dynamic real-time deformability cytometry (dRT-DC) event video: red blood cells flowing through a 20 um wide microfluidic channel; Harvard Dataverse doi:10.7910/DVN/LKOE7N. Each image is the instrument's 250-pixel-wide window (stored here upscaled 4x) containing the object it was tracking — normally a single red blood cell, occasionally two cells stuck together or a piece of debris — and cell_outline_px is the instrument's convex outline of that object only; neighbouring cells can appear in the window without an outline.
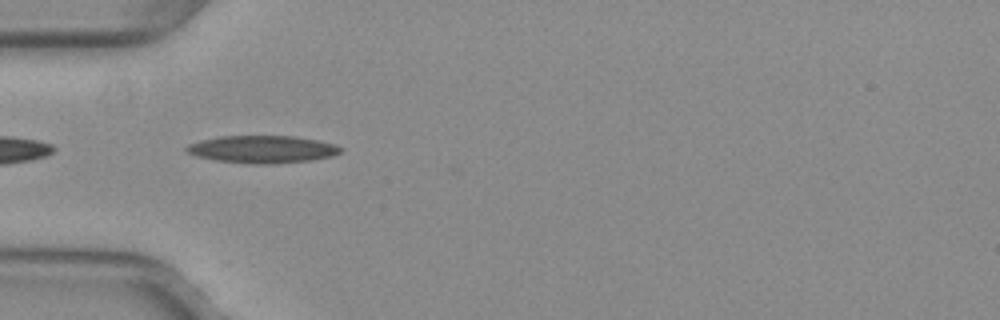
{"species": "common noctule bat (a hibernating species)", "species_latin": "Nyctalus noctula", "temperature_condition": "warm", "stored_images_in_passage": 11, "camera_frame_rate_fps": 3000, "um_per_image_px": 0.085, "animal": {"sex": "female", "body_mass_g": 29.2, "forearm_length_mm": 56.3}, "frame": {"image": 1, "passage_image": 1, "time_ms": 0.0, "image_size_px": [1000, 320], "cell_outline_px": [[344, 148], [340, 152], [332, 156], [312, 160], [276, 164], [252, 164], [216, 160], [196, 156], [188, 152], [184, 148], [188, 144], [200, 140], [220, 136], [292, 136], [316, 140], [336, 144]], "centroid_in_image_um": [22.31, 12.69], "position_along_channel_um": 62.7, "area_um2": 24.74}}
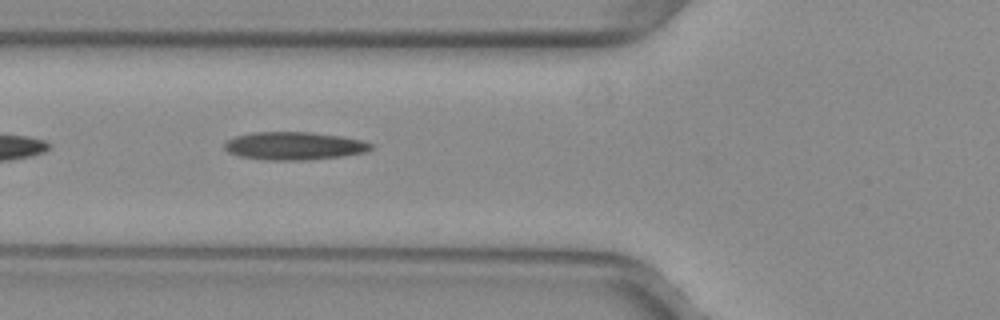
{"frame": {"image": 2, "passage_image": 4, "time_ms": 1.0, "image_size_px": [1000, 320], "cell_outline_px": [[372, 148], [368, 152], [340, 156], [308, 160], [268, 160], [240, 156], [228, 152], [224, 148], [224, 144], [228, 140], [236, 136], [252, 132], [312, 132], [340, 136], [360, 140], [372, 144]], "centroid_in_image_um": [25.0, 12.4], "position_along_channel_um": 100.8, "area_um2": 23.76}}
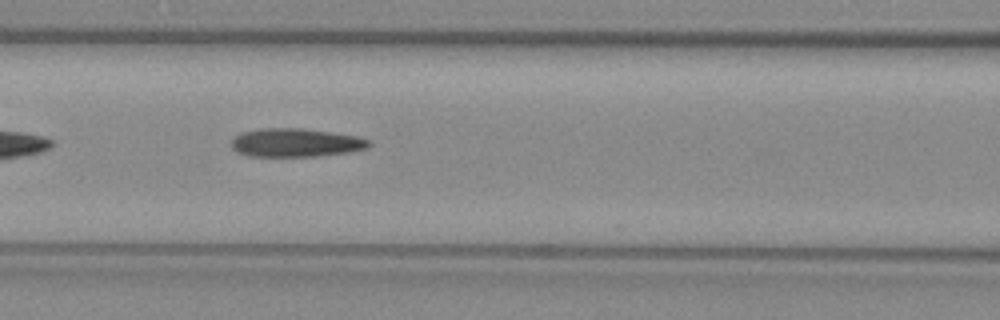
{"frame": {"image": 3, "passage_image": 7, "time_ms": 2.0, "image_size_px": [1000, 320], "cell_outline_px": [[372, 144], [368, 148], [348, 152], [316, 156], [248, 156], [236, 152], [232, 148], [232, 140], [236, 136], [244, 132], [260, 128], [300, 128], [356, 136], [368, 140]], "centroid_in_image_um": [25.12, 12.13], "position_along_channel_um": 141.5, "area_um2": 22.6}}